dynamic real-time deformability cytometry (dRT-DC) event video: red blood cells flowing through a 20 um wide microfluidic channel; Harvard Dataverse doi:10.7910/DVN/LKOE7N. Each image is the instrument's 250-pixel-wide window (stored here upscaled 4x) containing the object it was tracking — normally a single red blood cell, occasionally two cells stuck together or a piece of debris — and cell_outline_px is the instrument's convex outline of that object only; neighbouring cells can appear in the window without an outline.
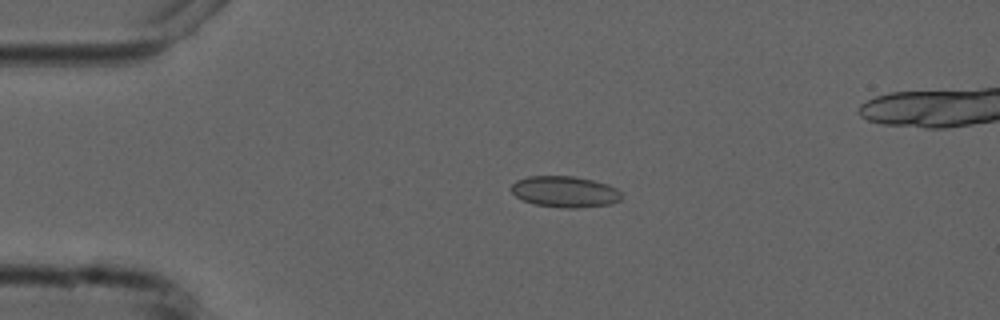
{"species": "common noctule bat (a hibernating species)", "species_latin": "Nyctalus noctula", "temperature_condition": "cold", "stored_images_in_passage": 5, "camera_frame_rate_fps": 3000, "um_per_image_px": 0.085, "animal": {"sex": "male", "forearm_length_mm": 52.5}, "frame": {"image": 1, "passage_image": 3, "time_ms": 3.333, "image_size_px": [1000, 320], "cell_outline_px": [[620, 200], [612, 204], [580, 208], [564, 208], [536, 204], [524, 200], [516, 196], [508, 188], [516, 180], [528, 176], [572, 176], [592, 180], [608, 184], [616, 188], [620, 192]], "centroid_in_image_um": [48.0, 16.29], "position_along_channel_um": 37.0, "area_um2": 20.06}}